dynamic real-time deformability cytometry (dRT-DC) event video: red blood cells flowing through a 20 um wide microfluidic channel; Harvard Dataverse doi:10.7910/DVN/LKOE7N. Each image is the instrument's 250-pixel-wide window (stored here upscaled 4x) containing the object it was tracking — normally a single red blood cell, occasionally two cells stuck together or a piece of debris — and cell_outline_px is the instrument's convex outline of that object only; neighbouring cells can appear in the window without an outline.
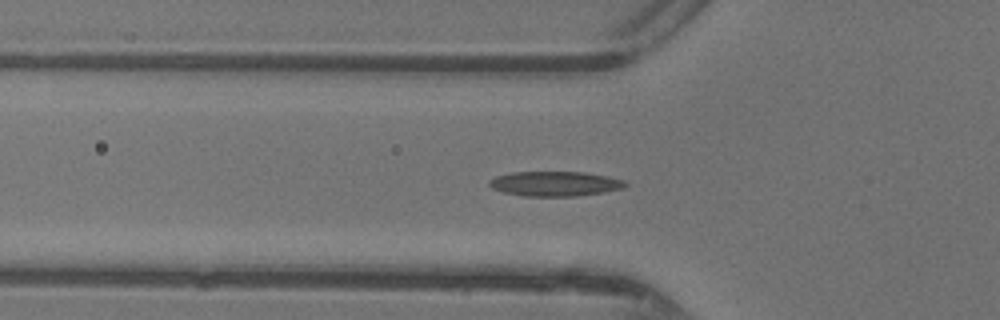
{"species": "common noctule bat (a hibernating species)", "species_latin": "Nyctalus noctula", "temperature_condition": "warm", "stored_images_in_passage": 48, "camera_frame_rate_fps": 3000, "um_per_image_px": 0.085, "animal": {"sex": "female"}, "frame": {"image": 1, "passage_image": 16, "time_ms": 5.0, "image_size_px": [1000, 320], "cell_outline_px": [[628, 184], [624, 188], [604, 192], [576, 196], [524, 196], [504, 192], [492, 188], [488, 184], [488, 180], [496, 176], [512, 172], [584, 172], [608, 176], [624, 180]], "centroid_in_image_um": [47.18, 15.61], "position_along_channel_um": 78.6, "area_um2": 19.71}}
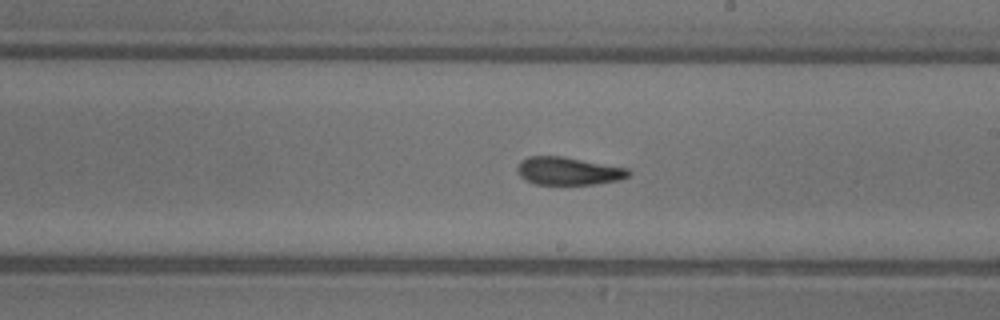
{"frame": {"image": 2, "passage_image": 27, "time_ms": 8.667, "image_size_px": [1000, 320], "cell_outline_px": [[632, 172], [628, 176], [620, 180], [596, 184], [536, 184], [524, 180], [516, 172], [516, 168], [520, 160], [528, 156], [560, 156], [628, 168]], "centroid_in_image_um": [48.28, 14.54], "position_along_channel_um": 240.7, "area_um2": 18.15}}
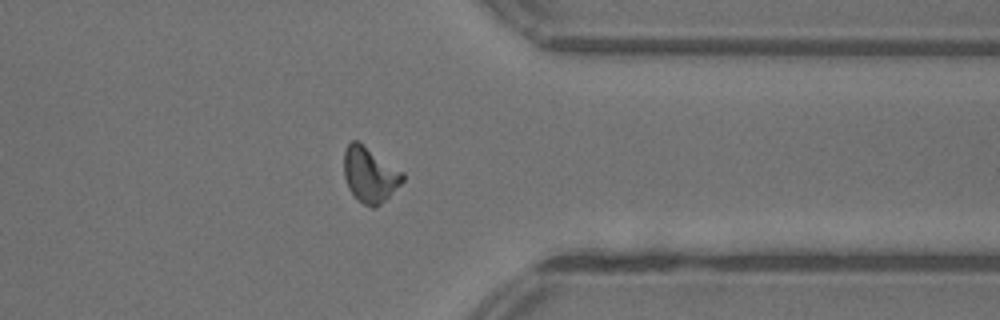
{"frame": {"image": 3, "passage_image": 37, "time_ms": 12.0, "image_size_px": [1000, 320], "cell_outline_px": [[404, 180], [380, 204], [372, 208], [356, 200], [348, 188], [344, 176], [344, 152], [348, 144], [352, 140], [356, 140], [404, 172]], "centroid_in_image_um": [31.41, 14.86], "position_along_channel_um": 380.0, "area_um2": 18.73}, "authors_computed_cell_mechanics": {"area_um2": 18.1203, "velocity_mm_per_s": 4.4004, "shape_relaxation_time_tau1_ms": 6.9311, "shape_relaxation_time_tau2_ms": 2.5793, "deformation_change_tau1": 0.2107, "deformation_change_tau2": 0.107}}